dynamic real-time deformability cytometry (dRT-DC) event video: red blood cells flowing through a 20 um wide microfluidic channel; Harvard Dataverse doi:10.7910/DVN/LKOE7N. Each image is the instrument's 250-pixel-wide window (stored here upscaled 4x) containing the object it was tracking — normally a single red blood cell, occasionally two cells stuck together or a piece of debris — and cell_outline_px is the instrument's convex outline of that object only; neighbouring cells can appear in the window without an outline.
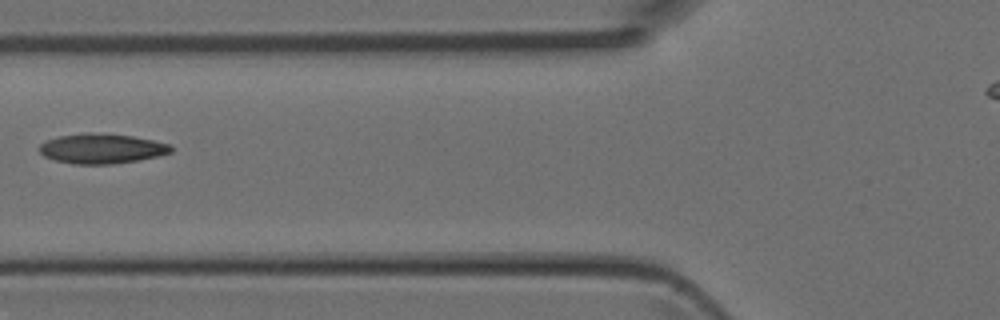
{"species": "Egyptian fruit bat (a non-hibernating species)", "species_latin": "Rousettus aegyptiacus", "temperature_condition": "room temperature", "stored_images_in_passage": 2, "camera_frame_rate_fps": 3000, "um_per_image_px": 0.085, "animal": {"sex": "female"}, "frame": {"image": 1, "passage_image": 2, "time_ms": 0.333, "image_size_px": [1000, 320], "cell_outline_px": [[172, 152], [160, 156], [140, 160], [112, 164], [72, 164], [56, 160], [44, 156], [40, 152], [40, 144], [48, 140], [60, 136], [84, 132], [88, 132], [132, 136], [152, 140], [168, 144], [172, 148]], "centroid_in_image_um": [8.66, 12.64], "position_along_channel_um": 117.1, "area_um2": 22.83}}